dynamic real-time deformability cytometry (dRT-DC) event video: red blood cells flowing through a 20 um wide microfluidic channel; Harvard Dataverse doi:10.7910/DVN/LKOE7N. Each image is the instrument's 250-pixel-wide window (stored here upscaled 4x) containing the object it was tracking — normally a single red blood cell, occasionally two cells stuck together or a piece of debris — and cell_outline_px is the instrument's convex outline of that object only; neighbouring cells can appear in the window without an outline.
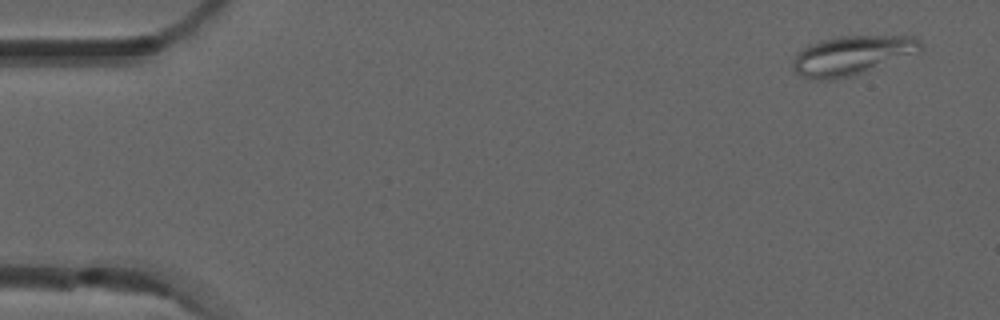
{"species": "common noctule bat (a hibernating species)", "species_latin": "Nyctalus noctula", "temperature_condition": "room temperature", "stored_images_in_passage": 8, "camera_frame_rate_fps": 3000, "um_per_image_px": 0.085, "animal": {"sex": "male", "forearm_length_mm": 52.5}, "frame": {"image": 1, "passage_image": 1, "time_ms": 0.0, "image_size_px": [1000, 320], "cell_outline_px": [[924, 44], [920, 48], [856, 76], [832, 80], [816, 80], [800, 76], [792, 68], [792, 64], [796, 56], [808, 44], [820, 40], [840, 36], [916, 36]], "centroid_in_image_um": [72.32, 4.71], "position_along_channel_um": 12.7, "area_um2": 28.67}}
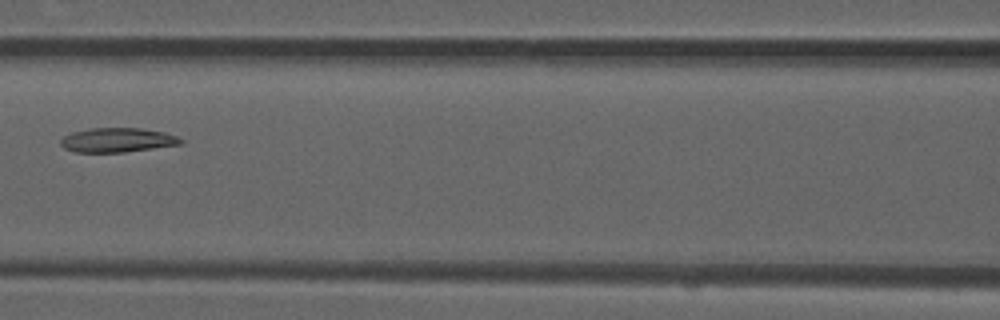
{"frame": {"image": 2, "passage_image": 7, "time_ms": 2.0, "image_size_px": [1000, 320], "cell_outline_px": [[184, 144], [124, 152], [76, 152], [64, 148], [60, 144], [60, 140], [64, 136], [72, 132], [88, 128], [140, 128], [164, 132], [176, 136], [184, 140]], "centroid_in_image_um": [9.99, 11.9], "position_along_channel_um": 156.6, "area_um2": 17.11}}
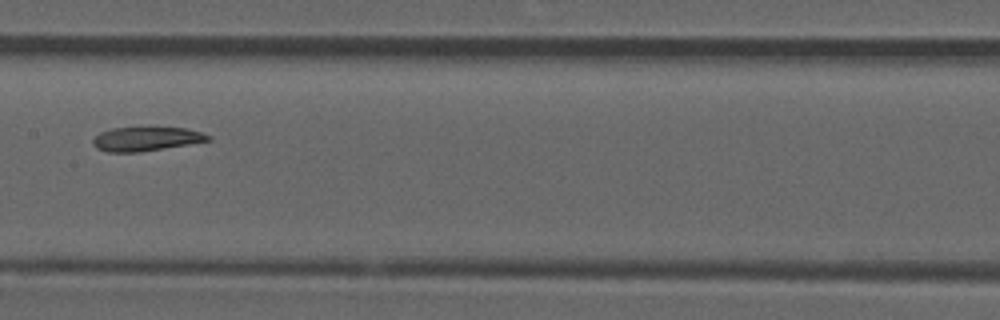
{"frame": {"image": 3, "passage_image": 8, "time_ms": 2.333, "image_size_px": [1000, 320], "cell_outline_px": [[212, 140], [140, 152], [108, 152], [96, 148], [92, 144], [92, 140], [100, 132], [112, 128], [188, 128], [212, 136]], "centroid_in_image_um": [12.42, 11.81], "position_along_channel_um": 195.0, "area_um2": 16.01}}